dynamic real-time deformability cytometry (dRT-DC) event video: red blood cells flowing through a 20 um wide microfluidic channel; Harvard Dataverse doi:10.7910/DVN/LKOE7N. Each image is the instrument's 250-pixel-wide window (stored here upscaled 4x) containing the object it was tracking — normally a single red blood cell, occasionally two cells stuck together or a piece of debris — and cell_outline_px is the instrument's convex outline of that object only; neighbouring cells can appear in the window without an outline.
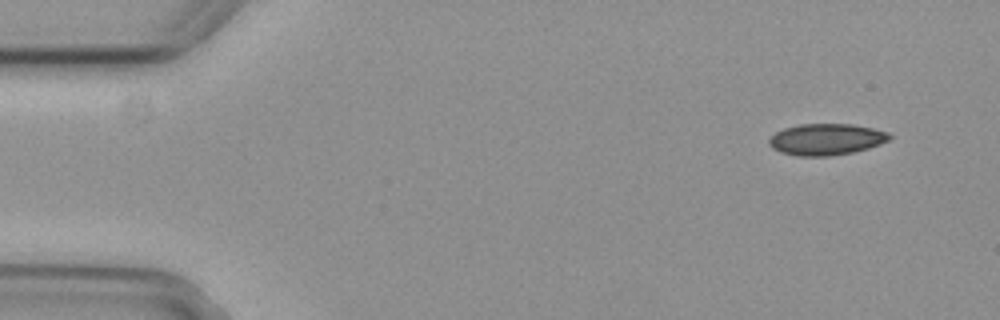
{"species": "common noctule bat (a hibernating species)", "species_latin": "Nyctalus noctula", "temperature_condition": "cold", "stored_images_in_passage": 4, "camera_frame_rate_fps": 3000, "um_per_image_px": 0.085, "animal": {"sex": "female", "body_mass_g": 29.2, "forearm_length_mm": 56.3}, "frame": {"image": 1, "passage_image": 1, "time_ms": 0.0, "image_size_px": [1000, 320], "cell_outline_px": [[892, 136], [888, 140], [880, 144], [868, 148], [852, 152], [828, 156], [796, 156], [780, 152], [772, 148], [768, 144], [768, 140], [776, 132], [784, 128], [800, 124], [852, 124], [872, 128], [888, 132]], "centroid_in_image_um": [70.21, 11.84], "position_along_channel_um": 14.8, "area_um2": 22.02}}
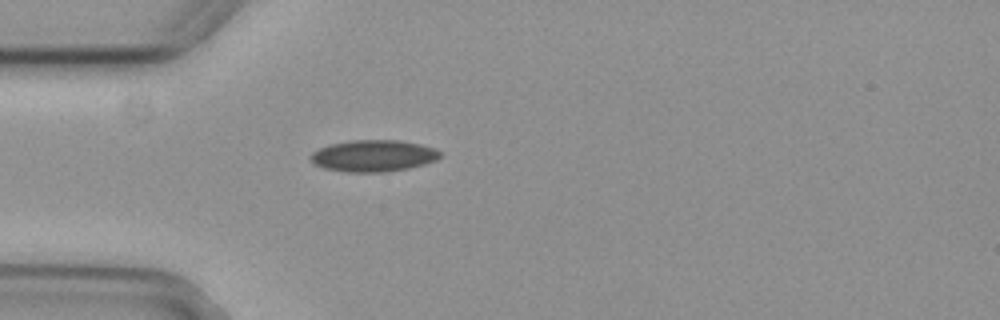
{"frame": {"image": 2, "passage_image": 4, "time_ms": 1.0, "image_size_px": [1000, 320], "cell_outline_px": [[440, 156], [436, 160], [424, 164], [408, 168], [380, 172], [348, 172], [324, 168], [312, 164], [308, 156], [312, 152], [328, 144], [348, 140], [400, 140], [420, 144], [432, 148], [440, 152]], "centroid_in_image_um": [31.67, 13.23], "position_along_channel_um": 53.3, "area_um2": 23.93}}